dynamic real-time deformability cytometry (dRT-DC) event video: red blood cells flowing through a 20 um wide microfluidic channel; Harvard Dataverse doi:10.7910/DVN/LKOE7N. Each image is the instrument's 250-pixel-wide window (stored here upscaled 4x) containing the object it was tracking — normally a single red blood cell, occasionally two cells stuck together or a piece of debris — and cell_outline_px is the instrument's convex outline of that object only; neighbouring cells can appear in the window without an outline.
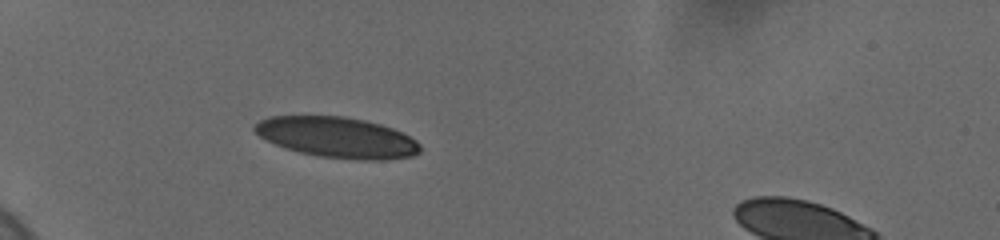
{"species": "human", "species_latin": "Homo sapiens", "temperature_condition": "cold", "stored_images_in_passage": 39, "camera_frame_rate_fps": 3000, "um_per_image_px": 0.085, "donor": {"sex": "female"}, "frame": {"image": 1, "passage_image": 1, "time_ms": 0.0, "image_size_px": [1000, 240], "cell_outline_px": [[420, 152], [412, 156], [384, 160], [360, 160], [320, 156], [300, 152], [284, 148], [260, 136], [252, 128], [260, 120], [268, 116], [344, 116], [364, 120], [380, 124], [392, 128], [416, 140], [420, 144]], "centroid_in_image_um": [28.66, 11.68], "position_along_channel_um": 56.3, "area_um2": 39.02}}
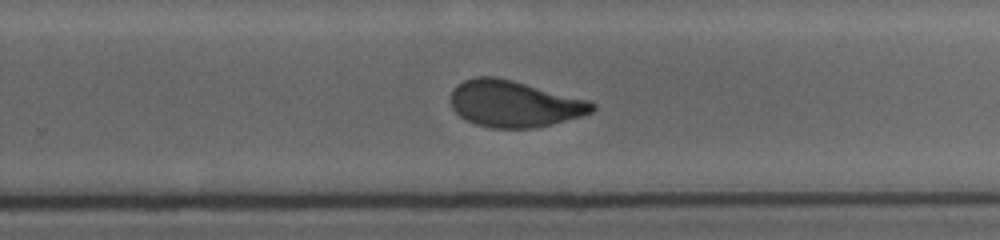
{"frame": {"image": 2, "passage_image": 22, "time_ms": 7.0, "image_size_px": [1000, 240], "cell_outline_px": [[596, 108], [592, 112], [584, 116], [552, 124], [532, 128], [492, 128], [476, 124], [460, 116], [452, 108], [452, 92], [464, 80], [476, 76], [496, 76], [592, 100], [596, 104]], "centroid_in_image_um": [43.79, 8.82], "position_along_channel_um": 286.0, "area_um2": 38.44}}
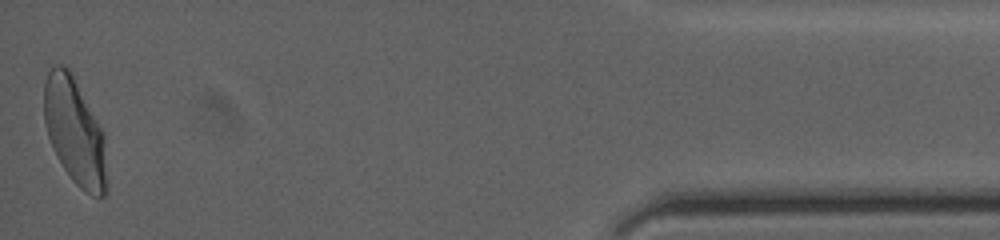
{"frame": {"image": 3, "passage_image": 39, "time_ms": 12.667, "image_size_px": [1000, 240], "cell_outline_px": [[108, 192], [104, 196], [92, 196], [84, 192], [72, 180], [56, 156], [52, 148], [44, 124], [44, 84], [48, 72], [56, 64], [60, 64], [68, 68], [72, 72], [104, 132], [108, 188]], "centroid_in_image_um": [6.37, 11.21], "position_along_channel_um": 428.8, "area_um2": 39.54}, "authors_computed_cell_mechanics": {"area_um2": 39.1306, "velocity_mm_per_s": 3.6609, "shape_relaxation_time_tau1_ms": 5.4722, "shape_relaxation_time_tau2_ms": 1.003, "deformation_change_tau1": 0.1748, "deformation_change_tau2": 0.0717}}